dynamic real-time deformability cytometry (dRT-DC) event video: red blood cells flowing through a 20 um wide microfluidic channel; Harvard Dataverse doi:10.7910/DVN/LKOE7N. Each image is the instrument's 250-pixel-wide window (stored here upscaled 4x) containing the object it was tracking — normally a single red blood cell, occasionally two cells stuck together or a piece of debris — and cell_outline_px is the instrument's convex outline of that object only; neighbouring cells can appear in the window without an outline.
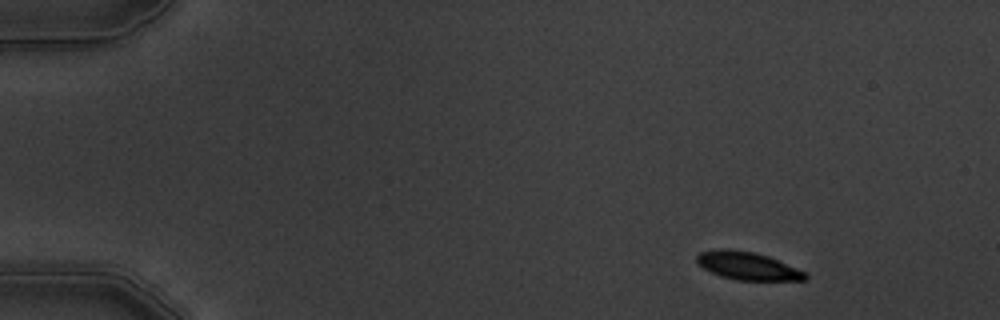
{"species": "common noctule bat (a hibernating species)", "species_latin": "Nyctalus noctula", "temperature_condition": "warm", "stored_images_in_passage": 4, "camera_frame_rate_fps": 3000, "um_per_image_px": 0.085, "animal": {"sex": "male", "body_mass_g": 19.5, "forearm_length_mm": 54.6}, "frame": {"image": 1, "passage_image": 1, "time_ms": 0.0, "image_size_px": [1000, 320], "cell_outline_px": [[808, 280], [736, 280], [720, 276], [704, 268], [696, 260], [696, 256], [700, 252], [720, 248], [732, 248], [752, 252], [768, 256], [796, 268], [804, 272], [808, 276]], "centroid_in_image_um": [63.53, 22.59], "position_along_channel_um": 21.5, "area_um2": 17.51}}
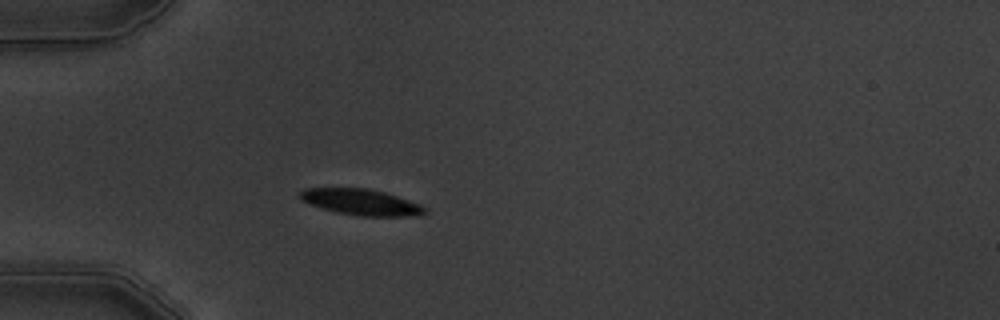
{"frame": {"image": 2, "passage_image": 4, "time_ms": 3.333, "image_size_px": [1000, 320], "cell_outline_px": [[428, 212], [416, 216], [360, 216], [336, 212], [300, 200], [300, 192], [304, 188], [368, 188], [384, 192], [420, 204], [428, 208]], "centroid_in_image_um": [30.74, 17.18], "position_along_channel_um": 54.3, "area_um2": 18.84}}